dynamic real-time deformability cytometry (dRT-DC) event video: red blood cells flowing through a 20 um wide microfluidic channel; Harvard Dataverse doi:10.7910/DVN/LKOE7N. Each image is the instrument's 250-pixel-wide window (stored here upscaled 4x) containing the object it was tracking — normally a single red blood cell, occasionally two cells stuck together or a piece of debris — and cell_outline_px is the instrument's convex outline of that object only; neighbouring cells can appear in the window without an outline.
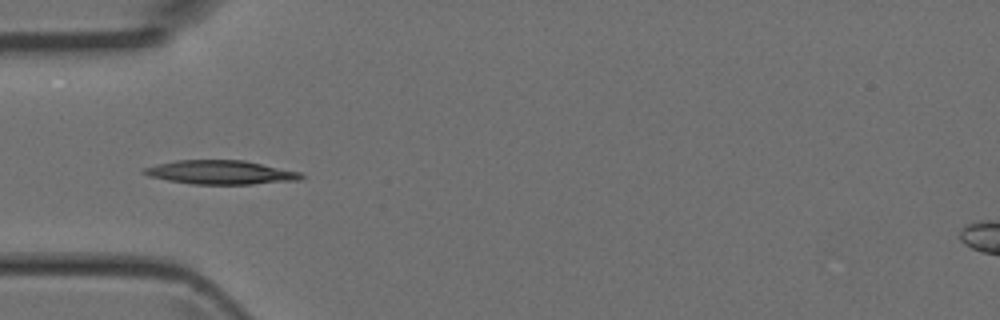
{"species": "Egyptian fruit bat (a non-hibernating species)", "species_latin": "Rousettus aegyptiacus", "temperature_condition": "room temperature", "stored_images_in_passage": 3, "camera_frame_rate_fps": 3000, "um_per_image_px": 0.085, "animal": {"sex": "female"}, "frame": {"image": 1, "passage_image": 3, "time_ms": 0.667, "image_size_px": [1000, 320], "cell_outline_px": [[304, 176], [300, 180], [252, 184], [192, 184], [168, 180], [148, 176], [140, 172], [140, 168], [156, 164], [176, 160], [244, 160], [300, 172]], "centroid_in_image_um": [18.69, 14.64], "position_along_channel_um": 66.3, "area_um2": 21.96}}